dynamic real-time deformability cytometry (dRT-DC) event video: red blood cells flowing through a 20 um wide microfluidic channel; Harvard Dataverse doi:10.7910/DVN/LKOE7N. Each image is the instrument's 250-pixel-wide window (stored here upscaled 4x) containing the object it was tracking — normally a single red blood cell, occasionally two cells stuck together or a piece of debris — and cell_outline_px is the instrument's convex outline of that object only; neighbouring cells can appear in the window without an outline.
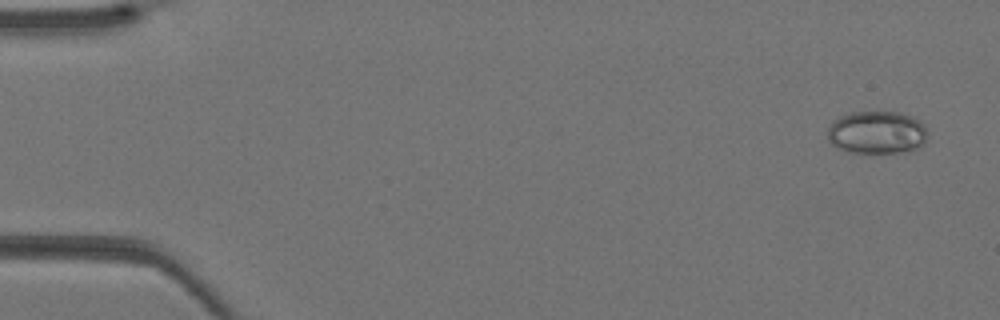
{"species": "Egyptian fruit bat (a non-hibernating species)", "species_latin": "Rousettus aegyptiacus", "temperature_condition": "warm", "stored_images_in_passage": 12, "camera_frame_rate_fps": 3000, "um_per_image_px": 0.085, "animal": {"sex": "female"}, "frame": {"image": 1, "passage_image": 2, "time_ms": 0.333, "image_size_px": [1000, 320], "cell_outline_px": [[928, 136], [924, 144], [908, 152], [848, 152], [836, 148], [828, 140], [828, 128], [832, 120], [848, 112], [900, 112], [912, 116], [924, 124]], "centroid_in_image_um": [74.53, 11.25], "position_along_channel_um": 10.5, "area_um2": 25.26}}